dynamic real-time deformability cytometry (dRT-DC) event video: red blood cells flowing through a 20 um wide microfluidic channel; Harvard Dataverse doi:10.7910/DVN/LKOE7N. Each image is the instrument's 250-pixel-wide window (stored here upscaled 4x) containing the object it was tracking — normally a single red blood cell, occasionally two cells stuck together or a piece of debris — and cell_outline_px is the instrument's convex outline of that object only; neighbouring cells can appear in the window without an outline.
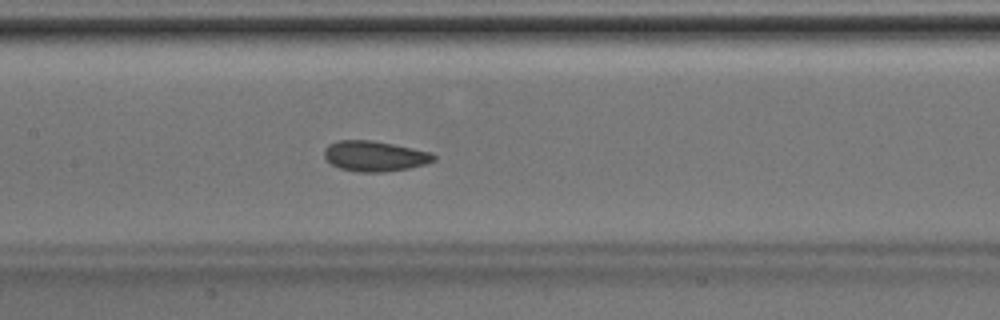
{"species": "Egyptian fruit bat (a non-hibernating species)", "species_latin": "Rousettus aegyptiacus", "temperature_condition": "room temperature", "stored_images_in_passage": 29, "camera_frame_rate_fps": 3000, "um_per_image_px": 0.085, "animal": {"sex": "male"}, "frame": {"image": 1, "passage_image": 9, "time_ms": 2.667, "image_size_px": [1000, 320], "cell_outline_px": [[436, 160], [424, 164], [408, 168], [384, 172], [360, 172], [340, 168], [332, 164], [324, 156], [324, 148], [328, 144], [340, 140], [372, 140], [432, 152], [436, 156]], "centroid_in_image_um": [31.85, 13.26], "position_along_channel_um": 175.5, "area_um2": 19.31}}